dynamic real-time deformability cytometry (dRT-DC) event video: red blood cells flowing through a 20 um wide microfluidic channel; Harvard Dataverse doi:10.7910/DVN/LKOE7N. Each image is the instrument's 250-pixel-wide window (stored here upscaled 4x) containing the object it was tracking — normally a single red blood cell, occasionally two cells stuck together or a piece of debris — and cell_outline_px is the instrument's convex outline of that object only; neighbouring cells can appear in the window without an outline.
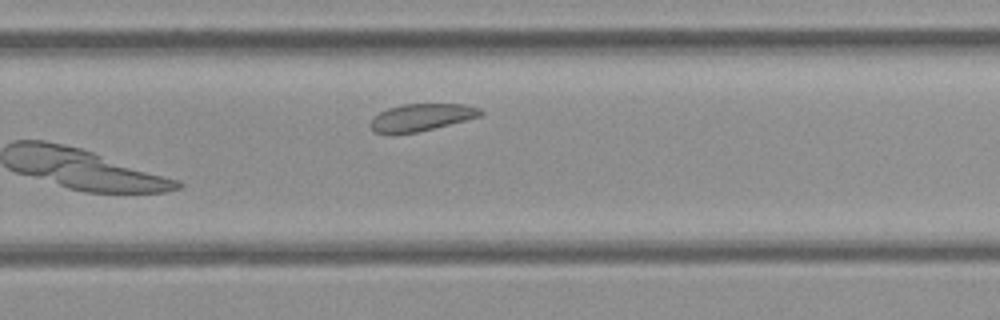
{"species": "common noctule bat (a hibernating species)", "species_latin": "Nyctalus noctula", "temperature_condition": "cold", "stored_images_in_passage": 23, "camera_frame_rate_fps": 3000, "um_per_image_px": 0.085, "animal": {"sex": "female", "body_mass_g": 21.9}, "frame": {"image": 1, "passage_image": 23, "time_ms": 7.333, "image_size_px": [1000, 320], "cell_outline_px": [[484, 112], [480, 116], [420, 132], [388, 136], [372, 132], [368, 124], [372, 116], [388, 108], [404, 104], [464, 104], [480, 108]], "centroid_in_image_um": [35.71, 10.01], "position_along_channel_um": 294.1, "area_um2": 18.03}}